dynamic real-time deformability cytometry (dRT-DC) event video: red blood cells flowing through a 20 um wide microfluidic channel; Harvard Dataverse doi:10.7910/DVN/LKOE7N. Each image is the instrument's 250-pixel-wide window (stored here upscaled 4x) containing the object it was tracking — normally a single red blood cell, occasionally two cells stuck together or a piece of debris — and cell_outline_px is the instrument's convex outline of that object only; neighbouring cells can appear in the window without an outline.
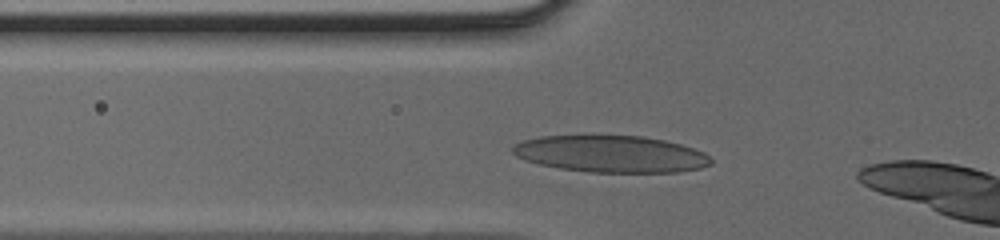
{"species": "human", "species_latin": "Homo sapiens", "temperature_condition": "cold", "stored_images_in_passage": 26, "camera_frame_rate_fps": 3000, "um_per_image_px": 0.085, "donor": {"sex": "male"}, "frame": {"image": 1, "passage_image": 4, "time_ms": 1.0, "image_size_px": [1000, 240], "cell_outline_px": [[712, 164], [700, 168], [680, 172], [588, 172], [560, 168], [540, 164], [524, 160], [516, 156], [512, 152], [512, 144], [524, 140], [540, 136], [584, 132], [644, 136], [664, 140], [680, 144], [704, 152], [712, 160]], "centroid_in_image_um": [51.86, 13.03], "position_along_channel_um": 73.9, "area_um2": 43.99}}
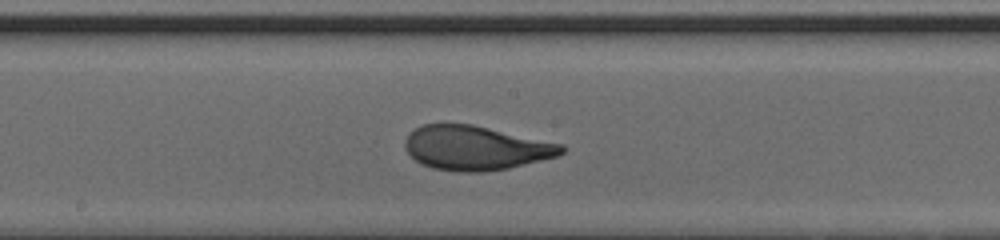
{"frame": {"image": 2, "passage_image": 13, "time_ms": 4.0, "image_size_px": [1000, 240], "cell_outline_px": [[568, 148], [564, 152], [556, 156], [508, 168], [484, 172], [460, 172], [432, 168], [420, 164], [404, 148], [404, 140], [416, 128], [424, 124], [472, 124], [564, 144]], "centroid_in_image_um": [40.44, 12.58], "position_along_channel_um": 207.8, "area_um2": 40.34}}
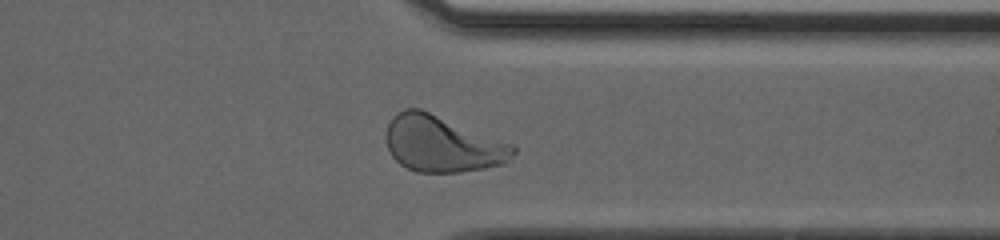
{"frame": {"image": 3, "passage_image": 24, "time_ms": 7.667, "image_size_px": [1000, 240], "cell_outline_px": [[516, 152], [504, 164], [484, 168], [460, 172], [416, 172], [400, 164], [392, 156], [388, 148], [384, 136], [388, 124], [392, 116], [396, 112], [404, 108], [420, 108], [512, 144], [516, 148]], "centroid_in_image_um": [37.55, 12.23], "position_along_channel_um": 373.8, "area_um2": 41.67}}